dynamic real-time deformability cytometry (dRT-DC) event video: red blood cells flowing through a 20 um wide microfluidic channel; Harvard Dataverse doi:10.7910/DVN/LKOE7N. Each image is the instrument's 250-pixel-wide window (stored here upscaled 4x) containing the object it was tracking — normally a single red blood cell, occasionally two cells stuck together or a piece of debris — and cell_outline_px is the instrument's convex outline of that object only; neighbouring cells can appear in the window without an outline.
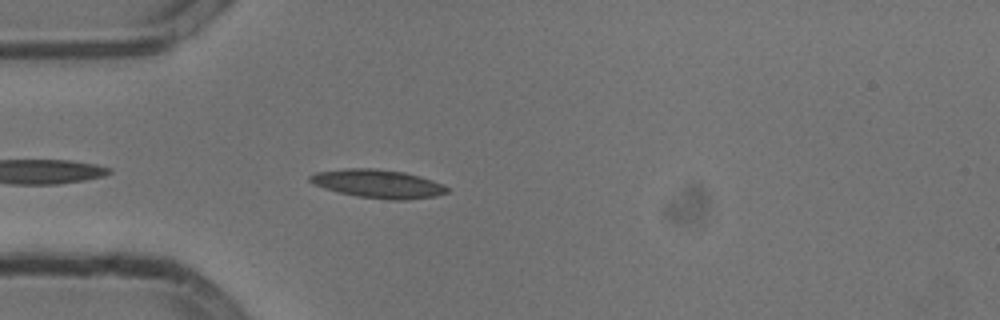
{"species": "common noctule bat (a hibernating species)", "species_latin": "Nyctalus noctula", "temperature_condition": "cold", "stored_images_in_passage": 17, "camera_frame_rate_fps": 3000, "um_per_image_px": 0.085, "animal": {"sex": "male", "body_mass_g": 13.3}, "frame": {"image": 1, "passage_image": 3, "time_ms": 0.667, "image_size_px": [1000, 320], "cell_outline_px": [[448, 192], [436, 196], [408, 200], [392, 200], [356, 196], [324, 188], [308, 180], [308, 176], [316, 172], [344, 168], [376, 168], [404, 172], [432, 180], [444, 184], [448, 188]], "centroid_in_image_um": [32.14, 15.62], "position_along_channel_um": 52.9, "area_um2": 22.72}}
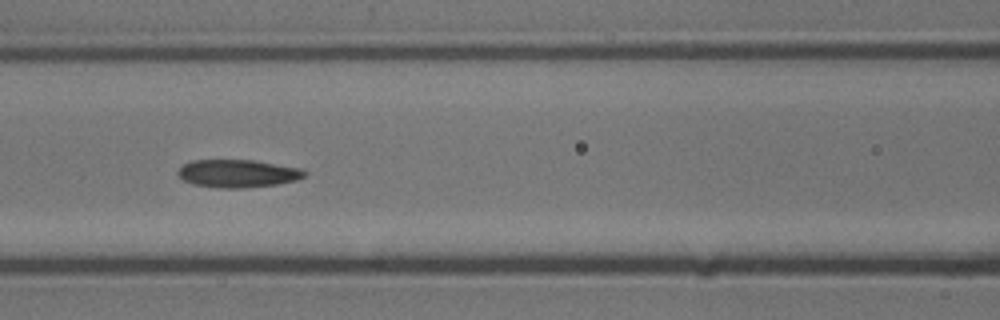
{"frame": {"image": 2, "passage_image": 11, "time_ms": 3.333, "image_size_px": [1000, 320], "cell_outline_px": [[308, 172], [304, 176], [296, 180], [276, 184], [244, 188], [216, 188], [192, 184], [184, 180], [176, 172], [184, 164], [192, 160], [256, 160], [304, 168]], "centroid_in_image_um": [20.24, 14.74], "position_along_channel_um": 146.4, "area_um2": 20.75}}
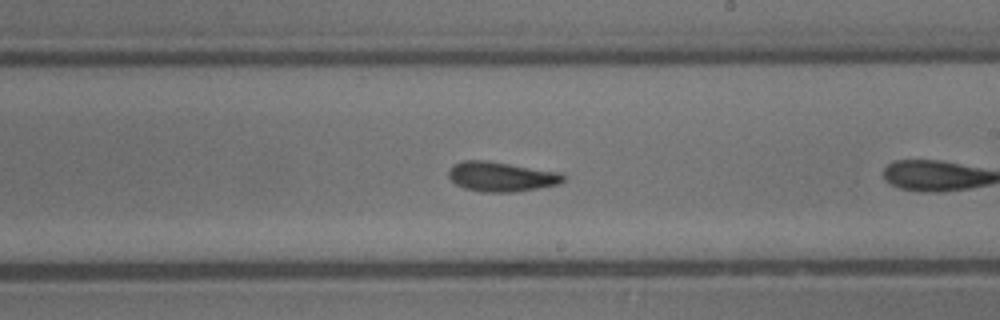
{"frame": {"image": 3, "passage_image": 16, "time_ms": 5.0, "image_size_px": [1000, 320], "cell_outline_px": [[568, 176], [560, 184], [516, 192], [480, 192], [464, 188], [456, 184], [448, 176], [448, 172], [452, 164], [464, 160], [484, 160], [560, 172]], "centroid_in_image_um": [42.62, 15.02], "position_along_channel_um": 246.4, "area_um2": 20.0}}